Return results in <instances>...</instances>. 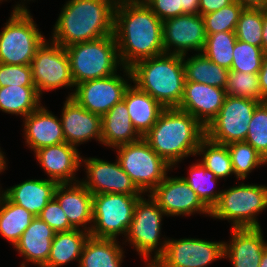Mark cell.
<instances>
[{"mask_svg":"<svg viewBox=\"0 0 267 267\" xmlns=\"http://www.w3.org/2000/svg\"><path fill=\"white\" fill-rule=\"evenodd\" d=\"M58 183L51 179H27L1 192L13 203L24 207L38 217L42 209L54 197Z\"/></svg>","mask_w":267,"mask_h":267,"instance_id":"cell-25","label":"cell"},{"mask_svg":"<svg viewBox=\"0 0 267 267\" xmlns=\"http://www.w3.org/2000/svg\"><path fill=\"white\" fill-rule=\"evenodd\" d=\"M245 142L267 161V101L260 103L254 110Z\"/></svg>","mask_w":267,"mask_h":267,"instance_id":"cell-41","label":"cell"},{"mask_svg":"<svg viewBox=\"0 0 267 267\" xmlns=\"http://www.w3.org/2000/svg\"><path fill=\"white\" fill-rule=\"evenodd\" d=\"M235 0H199L198 13L205 15L233 3Z\"/></svg>","mask_w":267,"mask_h":267,"instance_id":"cell-45","label":"cell"},{"mask_svg":"<svg viewBox=\"0 0 267 267\" xmlns=\"http://www.w3.org/2000/svg\"><path fill=\"white\" fill-rule=\"evenodd\" d=\"M35 86L0 87V111L25 118L42 103Z\"/></svg>","mask_w":267,"mask_h":267,"instance_id":"cell-32","label":"cell"},{"mask_svg":"<svg viewBox=\"0 0 267 267\" xmlns=\"http://www.w3.org/2000/svg\"><path fill=\"white\" fill-rule=\"evenodd\" d=\"M259 104L249 98L227 95L217 116L206 127V137L223 145L245 141L249 122Z\"/></svg>","mask_w":267,"mask_h":267,"instance_id":"cell-12","label":"cell"},{"mask_svg":"<svg viewBox=\"0 0 267 267\" xmlns=\"http://www.w3.org/2000/svg\"><path fill=\"white\" fill-rule=\"evenodd\" d=\"M236 40L235 32H220L206 35V43L202 54L213 63L230 70Z\"/></svg>","mask_w":267,"mask_h":267,"instance_id":"cell-36","label":"cell"},{"mask_svg":"<svg viewBox=\"0 0 267 267\" xmlns=\"http://www.w3.org/2000/svg\"><path fill=\"white\" fill-rule=\"evenodd\" d=\"M122 169L136 187L149 194L170 172L175 170L142 137L136 142L114 148Z\"/></svg>","mask_w":267,"mask_h":267,"instance_id":"cell-9","label":"cell"},{"mask_svg":"<svg viewBox=\"0 0 267 267\" xmlns=\"http://www.w3.org/2000/svg\"><path fill=\"white\" fill-rule=\"evenodd\" d=\"M23 124L25 145L33 152L65 142L60 118L43 104L23 118Z\"/></svg>","mask_w":267,"mask_h":267,"instance_id":"cell-23","label":"cell"},{"mask_svg":"<svg viewBox=\"0 0 267 267\" xmlns=\"http://www.w3.org/2000/svg\"><path fill=\"white\" fill-rule=\"evenodd\" d=\"M75 85L118 73L122 64L114 34L65 47Z\"/></svg>","mask_w":267,"mask_h":267,"instance_id":"cell-5","label":"cell"},{"mask_svg":"<svg viewBox=\"0 0 267 267\" xmlns=\"http://www.w3.org/2000/svg\"><path fill=\"white\" fill-rule=\"evenodd\" d=\"M188 172L189 176L181 177L196 192L201 201L212 210L222 193V190L214 189L220 179L206 169L200 161L191 164Z\"/></svg>","mask_w":267,"mask_h":267,"instance_id":"cell-33","label":"cell"},{"mask_svg":"<svg viewBox=\"0 0 267 267\" xmlns=\"http://www.w3.org/2000/svg\"><path fill=\"white\" fill-rule=\"evenodd\" d=\"M123 101L126 103L132 124L143 137L156 123L165 109L157 100L135 84L126 89Z\"/></svg>","mask_w":267,"mask_h":267,"instance_id":"cell-27","label":"cell"},{"mask_svg":"<svg viewBox=\"0 0 267 267\" xmlns=\"http://www.w3.org/2000/svg\"><path fill=\"white\" fill-rule=\"evenodd\" d=\"M122 67L165 53L163 22L146 3L137 0L117 1L113 32Z\"/></svg>","mask_w":267,"mask_h":267,"instance_id":"cell-1","label":"cell"},{"mask_svg":"<svg viewBox=\"0 0 267 267\" xmlns=\"http://www.w3.org/2000/svg\"><path fill=\"white\" fill-rule=\"evenodd\" d=\"M2 2L4 1V0H1ZM5 1H7V0H5ZM24 1V2H23ZM26 0H21V2L19 3H17L16 5H14V7H27V5H25V3H28V1L30 2V1H32V0H27L26 2H25Z\"/></svg>","mask_w":267,"mask_h":267,"instance_id":"cell-52","label":"cell"},{"mask_svg":"<svg viewBox=\"0 0 267 267\" xmlns=\"http://www.w3.org/2000/svg\"><path fill=\"white\" fill-rule=\"evenodd\" d=\"M34 86L31 65L0 63V87Z\"/></svg>","mask_w":267,"mask_h":267,"instance_id":"cell-42","label":"cell"},{"mask_svg":"<svg viewBox=\"0 0 267 267\" xmlns=\"http://www.w3.org/2000/svg\"><path fill=\"white\" fill-rule=\"evenodd\" d=\"M262 49L266 53L267 52V8L263 9V29H262Z\"/></svg>","mask_w":267,"mask_h":267,"instance_id":"cell-49","label":"cell"},{"mask_svg":"<svg viewBox=\"0 0 267 267\" xmlns=\"http://www.w3.org/2000/svg\"><path fill=\"white\" fill-rule=\"evenodd\" d=\"M55 233L45 221L35 217L13 247L24 259L20 267H26L28 263L43 267L49 258Z\"/></svg>","mask_w":267,"mask_h":267,"instance_id":"cell-24","label":"cell"},{"mask_svg":"<svg viewBox=\"0 0 267 267\" xmlns=\"http://www.w3.org/2000/svg\"><path fill=\"white\" fill-rule=\"evenodd\" d=\"M116 0H68L59 13L51 40L62 47L113 35Z\"/></svg>","mask_w":267,"mask_h":267,"instance_id":"cell-2","label":"cell"},{"mask_svg":"<svg viewBox=\"0 0 267 267\" xmlns=\"http://www.w3.org/2000/svg\"><path fill=\"white\" fill-rule=\"evenodd\" d=\"M34 218L33 214L11 202L0 191V235L13 247Z\"/></svg>","mask_w":267,"mask_h":267,"instance_id":"cell-31","label":"cell"},{"mask_svg":"<svg viewBox=\"0 0 267 267\" xmlns=\"http://www.w3.org/2000/svg\"><path fill=\"white\" fill-rule=\"evenodd\" d=\"M65 99L60 115L65 142L76 148L91 139L102 144L101 116L87 111L71 97Z\"/></svg>","mask_w":267,"mask_h":267,"instance_id":"cell-18","label":"cell"},{"mask_svg":"<svg viewBox=\"0 0 267 267\" xmlns=\"http://www.w3.org/2000/svg\"><path fill=\"white\" fill-rule=\"evenodd\" d=\"M259 85L263 100L267 101V52L264 53L261 69L258 72Z\"/></svg>","mask_w":267,"mask_h":267,"instance_id":"cell-46","label":"cell"},{"mask_svg":"<svg viewBox=\"0 0 267 267\" xmlns=\"http://www.w3.org/2000/svg\"><path fill=\"white\" fill-rule=\"evenodd\" d=\"M225 91L228 96L265 102L262 98L258 74L229 71Z\"/></svg>","mask_w":267,"mask_h":267,"instance_id":"cell-39","label":"cell"},{"mask_svg":"<svg viewBox=\"0 0 267 267\" xmlns=\"http://www.w3.org/2000/svg\"><path fill=\"white\" fill-rule=\"evenodd\" d=\"M206 43L204 20L201 14H183L163 22L165 53L186 55L193 50L202 53Z\"/></svg>","mask_w":267,"mask_h":267,"instance_id":"cell-17","label":"cell"},{"mask_svg":"<svg viewBox=\"0 0 267 267\" xmlns=\"http://www.w3.org/2000/svg\"><path fill=\"white\" fill-rule=\"evenodd\" d=\"M261 228L232 229L229 241H224V258L233 267H259L267 248Z\"/></svg>","mask_w":267,"mask_h":267,"instance_id":"cell-22","label":"cell"},{"mask_svg":"<svg viewBox=\"0 0 267 267\" xmlns=\"http://www.w3.org/2000/svg\"><path fill=\"white\" fill-rule=\"evenodd\" d=\"M262 29L263 9L244 7L235 30L236 38L250 45L262 48Z\"/></svg>","mask_w":267,"mask_h":267,"instance_id":"cell-37","label":"cell"},{"mask_svg":"<svg viewBox=\"0 0 267 267\" xmlns=\"http://www.w3.org/2000/svg\"><path fill=\"white\" fill-rule=\"evenodd\" d=\"M89 236V232L81 229L56 232L49 258L43 267H63L73 261H78L79 265L84 244Z\"/></svg>","mask_w":267,"mask_h":267,"instance_id":"cell-29","label":"cell"},{"mask_svg":"<svg viewBox=\"0 0 267 267\" xmlns=\"http://www.w3.org/2000/svg\"><path fill=\"white\" fill-rule=\"evenodd\" d=\"M122 73L94 79L75 85L72 99L91 113L103 116L123 100L126 89L132 84L130 68L122 67Z\"/></svg>","mask_w":267,"mask_h":267,"instance_id":"cell-13","label":"cell"},{"mask_svg":"<svg viewBox=\"0 0 267 267\" xmlns=\"http://www.w3.org/2000/svg\"><path fill=\"white\" fill-rule=\"evenodd\" d=\"M201 156L199 160L203 166L213 172L219 179H225L232 174L235 175L231 157L227 145L212 142L205 137L197 149L196 156Z\"/></svg>","mask_w":267,"mask_h":267,"instance_id":"cell-34","label":"cell"},{"mask_svg":"<svg viewBox=\"0 0 267 267\" xmlns=\"http://www.w3.org/2000/svg\"><path fill=\"white\" fill-rule=\"evenodd\" d=\"M28 7H14L0 31V63L31 65L38 47L45 41Z\"/></svg>","mask_w":267,"mask_h":267,"instance_id":"cell-8","label":"cell"},{"mask_svg":"<svg viewBox=\"0 0 267 267\" xmlns=\"http://www.w3.org/2000/svg\"><path fill=\"white\" fill-rule=\"evenodd\" d=\"M132 83L164 108H178L185 86L183 57L163 53L137 61L130 67Z\"/></svg>","mask_w":267,"mask_h":267,"instance_id":"cell-4","label":"cell"},{"mask_svg":"<svg viewBox=\"0 0 267 267\" xmlns=\"http://www.w3.org/2000/svg\"><path fill=\"white\" fill-rule=\"evenodd\" d=\"M38 217L45 221L56 232L70 231L74 229L70 225L65 212L54 197L42 209Z\"/></svg>","mask_w":267,"mask_h":267,"instance_id":"cell-43","label":"cell"},{"mask_svg":"<svg viewBox=\"0 0 267 267\" xmlns=\"http://www.w3.org/2000/svg\"><path fill=\"white\" fill-rule=\"evenodd\" d=\"M227 147L237 181L247 179L254 169L267 164V161L245 141L232 142L227 144Z\"/></svg>","mask_w":267,"mask_h":267,"instance_id":"cell-35","label":"cell"},{"mask_svg":"<svg viewBox=\"0 0 267 267\" xmlns=\"http://www.w3.org/2000/svg\"><path fill=\"white\" fill-rule=\"evenodd\" d=\"M54 198L74 229L90 232L93 224V194L80 181L58 184Z\"/></svg>","mask_w":267,"mask_h":267,"instance_id":"cell-21","label":"cell"},{"mask_svg":"<svg viewBox=\"0 0 267 267\" xmlns=\"http://www.w3.org/2000/svg\"><path fill=\"white\" fill-rule=\"evenodd\" d=\"M119 243L118 239L89 236L78 267H122L125 251Z\"/></svg>","mask_w":267,"mask_h":267,"instance_id":"cell-28","label":"cell"},{"mask_svg":"<svg viewBox=\"0 0 267 267\" xmlns=\"http://www.w3.org/2000/svg\"><path fill=\"white\" fill-rule=\"evenodd\" d=\"M264 53L261 47L250 45L237 39L230 71L258 74Z\"/></svg>","mask_w":267,"mask_h":267,"instance_id":"cell-40","label":"cell"},{"mask_svg":"<svg viewBox=\"0 0 267 267\" xmlns=\"http://www.w3.org/2000/svg\"><path fill=\"white\" fill-rule=\"evenodd\" d=\"M227 93L225 89L192 81H185L178 109L189 113L205 128L217 116Z\"/></svg>","mask_w":267,"mask_h":267,"instance_id":"cell-20","label":"cell"},{"mask_svg":"<svg viewBox=\"0 0 267 267\" xmlns=\"http://www.w3.org/2000/svg\"><path fill=\"white\" fill-rule=\"evenodd\" d=\"M146 5L162 22L182 15L180 0H148Z\"/></svg>","mask_w":267,"mask_h":267,"instance_id":"cell-44","label":"cell"},{"mask_svg":"<svg viewBox=\"0 0 267 267\" xmlns=\"http://www.w3.org/2000/svg\"><path fill=\"white\" fill-rule=\"evenodd\" d=\"M4 153L5 152H3L2 150H1V147H0V174L3 172L4 173V171L7 169V161H8V159L5 157V155H4ZM7 160V161H6Z\"/></svg>","mask_w":267,"mask_h":267,"instance_id":"cell-50","label":"cell"},{"mask_svg":"<svg viewBox=\"0 0 267 267\" xmlns=\"http://www.w3.org/2000/svg\"><path fill=\"white\" fill-rule=\"evenodd\" d=\"M224 257V241L168 238L164 252L150 267H208Z\"/></svg>","mask_w":267,"mask_h":267,"instance_id":"cell-14","label":"cell"},{"mask_svg":"<svg viewBox=\"0 0 267 267\" xmlns=\"http://www.w3.org/2000/svg\"><path fill=\"white\" fill-rule=\"evenodd\" d=\"M244 7L237 1L215 12L202 15L206 35L220 32H235Z\"/></svg>","mask_w":267,"mask_h":267,"instance_id":"cell-38","label":"cell"},{"mask_svg":"<svg viewBox=\"0 0 267 267\" xmlns=\"http://www.w3.org/2000/svg\"><path fill=\"white\" fill-rule=\"evenodd\" d=\"M32 79L38 94L70 88L72 97L75 84L71 75L70 60L65 47L47 40L38 47L31 62ZM73 91V92H72Z\"/></svg>","mask_w":267,"mask_h":267,"instance_id":"cell-11","label":"cell"},{"mask_svg":"<svg viewBox=\"0 0 267 267\" xmlns=\"http://www.w3.org/2000/svg\"><path fill=\"white\" fill-rule=\"evenodd\" d=\"M259 267H267V248L264 250Z\"/></svg>","mask_w":267,"mask_h":267,"instance_id":"cell-51","label":"cell"},{"mask_svg":"<svg viewBox=\"0 0 267 267\" xmlns=\"http://www.w3.org/2000/svg\"><path fill=\"white\" fill-rule=\"evenodd\" d=\"M183 14H197L199 8V0H180Z\"/></svg>","mask_w":267,"mask_h":267,"instance_id":"cell-47","label":"cell"},{"mask_svg":"<svg viewBox=\"0 0 267 267\" xmlns=\"http://www.w3.org/2000/svg\"><path fill=\"white\" fill-rule=\"evenodd\" d=\"M145 196L148 199L143 194L135 204L133 219L122 244L128 242L138 252L144 263L146 262L145 267H150L164 252L168 238L161 236L165 212L150 194Z\"/></svg>","mask_w":267,"mask_h":267,"instance_id":"cell-7","label":"cell"},{"mask_svg":"<svg viewBox=\"0 0 267 267\" xmlns=\"http://www.w3.org/2000/svg\"><path fill=\"white\" fill-rule=\"evenodd\" d=\"M141 196L122 193L93 195L90 236L117 240L122 235L125 238L133 219L135 204Z\"/></svg>","mask_w":267,"mask_h":267,"instance_id":"cell-10","label":"cell"},{"mask_svg":"<svg viewBox=\"0 0 267 267\" xmlns=\"http://www.w3.org/2000/svg\"><path fill=\"white\" fill-rule=\"evenodd\" d=\"M182 57L186 81L226 88L229 69L213 63L202 53Z\"/></svg>","mask_w":267,"mask_h":267,"instance_id":"cell-30","label":"cell"},{"mask_svg":"<svg viewBox=\"0 0 267 267\" xmlns=\"http://www.w3.org/2000/svg\"><path fill=\"white\" fill-rule=\"evenodd\" d=\"M102 145L116 148L142 138L134 128L126 103L122 100L101 117Z\"/></svg>","mask_w":267,"mask_h":267,"instance_id":"cell-26","label":"cell"},{"mask_svg":"<svg viewBox=\"0 0 267 267\" xmlns=\"http://www.w3.org/2000/svg\"><path fill=\"white\" fill-rule=\"evenodd\" d=\"M245 8H267V0H235Z\"/></svg>","mask_w":267,"mask_h":267,"instance_id":"cell-48","label":"cell"},{"mask_svg":"<svg viewBox=\"0 0 267 267\" xmlns=\"http://www.w3.org/2000/svg\"><path fill=\"white\" fill-rule=\"evenodd\" d=\"M139 2H142V3H146L148 0H137Z\"/></svg>","mask_w":267,"mask_h":267,"instance_id":"cell-53","label":"cell"},{"mask_svg":"<svg viewBox=\"0 0 267 267\" xmlns=\"http://www.w3.org/2000/svg\"><path fill=\"white\" fill-rule=\"evenodd\" d=\"M108 162L97 157H81L86 177L80 182L93 194L122 193L127 195H143L122 169L119 161Z\"/></svg>","mask_w":267,"mask_h":267,"instance_id":"cell-15","label":"cell"},{"mask_svg":"<svg viewBox=\"0 0 267 267\" xmlns=\"http://www.w3.org/2000/svg\"><path fill=\"white\" fill-rule=\"evenodd\" d=\"M149 194L167 217H187L196 213L211 216V210L181 176L167 175Z\"/></svg>","mask_w":267,"mask_h":267,"instance_id":"cell-16","label":"cell"},{"mask_svg":"<svg viewBox=\"0 0 267 267\" xmlns=\"http://www.w3.org/2000/svg\"><path fill=\"white\" fill-rule=\"evenodd\" d=\"M206 128L192 115L178 108H165L154 126L143 136L150 147L171 167L196 156Z\"/></svg>","mask_w":267,"mask_h":267,"instance_id":"cell-3","label":"cell"},{"mask_svg":"<svg viewBox=\"0 0 267 267\" xmlns=\"http://www.w3.org/2000/svg\"><path fill=\"white\" fill-rule=\"evenodd\" d=\"M34 154L48 179L54 180L58 184L76 183L81 180L75 176L82 167V156H80L78 148L63 142L40 148Z\"/></svg>","mask_w":267,"mask_h":267,"instance_id":"cell-19","label":"cell"},{"mask_svg":"<svg viewBox=\"0 0 267 267\" xmlns=\"http://www.w3.org/2000/svg\"><path fill=\"white\" fill-rule=\"evenodd\" d=\"M267 208V185L242 183L222 189L211 218L227 220L232 229L261 228L257 216Z\"/></svg>","mask_w":267,"mask_h":267,"instance_id":"cell-6","label":"cell"}]
</instances>
